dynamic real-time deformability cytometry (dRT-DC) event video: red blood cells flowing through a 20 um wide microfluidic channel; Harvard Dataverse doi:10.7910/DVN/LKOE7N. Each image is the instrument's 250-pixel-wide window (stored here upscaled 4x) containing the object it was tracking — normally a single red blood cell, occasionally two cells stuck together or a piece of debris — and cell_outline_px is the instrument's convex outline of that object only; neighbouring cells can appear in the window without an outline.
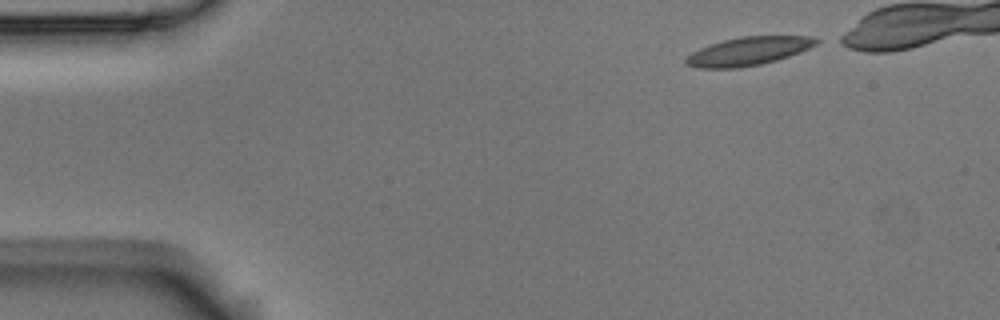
{"species": "Egyptian fruit bat (a non-hibernating species)", "species_latin": "Rousettus aegyptiacus", "temperature_condition": "room temperature", "stored_images_in_passage": 43, "camera_frame_rate_fps": 3000, "um_per_image_px": 0.085, "animal": {"sex": "male"}, "frame": {"image": 1, "passage_image": 1, "time_ms": 0.0, "image_size_px": [1000, 320], "cell_outline_px": [[824, 40], [800, 52], [776, 60], [760, 64], [740, 68], [700, 68], [684, 64], [684, 60], [692, 52], [700, 48], [724, 40], [740, 36], [816, 36]], "centroid_in_image_um": [63.65, 4.34], "position_along_channel_um": 21.3, "area_um2": 21.56}}
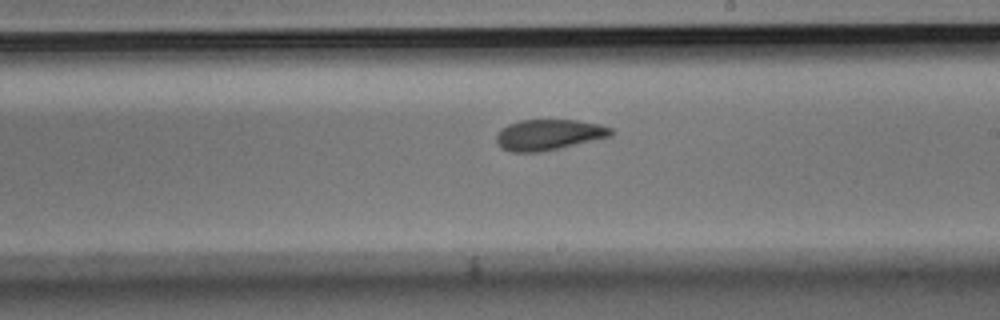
{"frame": {"image": 2, "passage_image": 26, "time_ms": 8.333, "image_size_px": [1000, 320], "cell_outline_px": [[612, 136], [560, 148], [540, 152], [512, 152], [500, 148], [496, 140], [496, 132], [500, 128], [508, 124], [520, 120], [576, 120], [600, 124], [612, 128]], "centroid_in_image_um": [46.61, 11.45], "position_along_channel_um": 242.4, "area_um2": 20.69}}
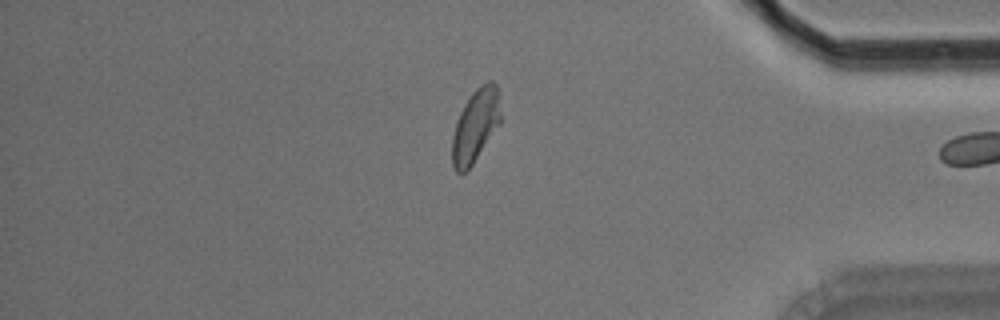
{"frame": {"image": 3, "passage_image": 41, "time_ms": 13.333, "image_size_px": [1000, 320], "cell_outline_px": [[500, 124], [472, 164], [460, 176], [456, 172], [452, 164], [452, 136], [460, 112], [464, 104], [472, 92], [480, 84], [488, 80], [492, 80], [496, 84], [500, 112]], "centroid_in_image_um": [40.4, 10.68], "position_along_channel_um": 394.8, "area_um2": 20.46}, "authors_computed_cell_mechanics": {"area_um2": 21.2126, "velocity_mm_per_s": 3.6179, "shape_relaxation_time_tau1_ms": 11.1934, "shape_relaxation_time_tau2_ms": 2.95, "deformation_change_tau1": 0.2089, "deformation_change_tau2": 0.0818}}